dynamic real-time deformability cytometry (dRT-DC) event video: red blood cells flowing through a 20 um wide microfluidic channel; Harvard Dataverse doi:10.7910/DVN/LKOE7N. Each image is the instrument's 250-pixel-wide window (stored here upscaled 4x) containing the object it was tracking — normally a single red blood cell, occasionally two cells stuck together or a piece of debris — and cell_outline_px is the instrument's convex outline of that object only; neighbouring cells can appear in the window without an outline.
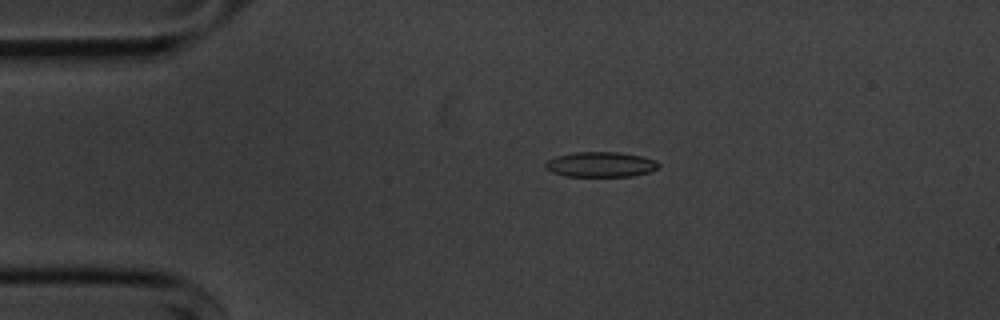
{"species": "common noctule bat (a hibernating species)", "species_latin": "Nyctalus noctula", "temperature_condition": "cold", "stored_images_in_passage": 55, "camera_frame_rate_fps": 3000, "um_per_image_px": 0.085, "animal": {"sex": "male", "body_mass_g": 20.1, "forearm_length_mm": 53.5}, "frame": {"image": 1, "passage_image": 11, "time_ms": 3.333, "image_size_px": [1000, 320], "cell_outline_px": [[660, 164], [656, 168], [648, 172], [632, 176], [564, 176], [552, 172], [544, 168], [544, 164], [548, 160], [556, 156], [576, 152], [620, 152], [640, 156], [656, 160]], "centroid_in_image_um": [51.02, 13.98], "position_along_channel_um": 34.0, "area_um2": 16.53}}
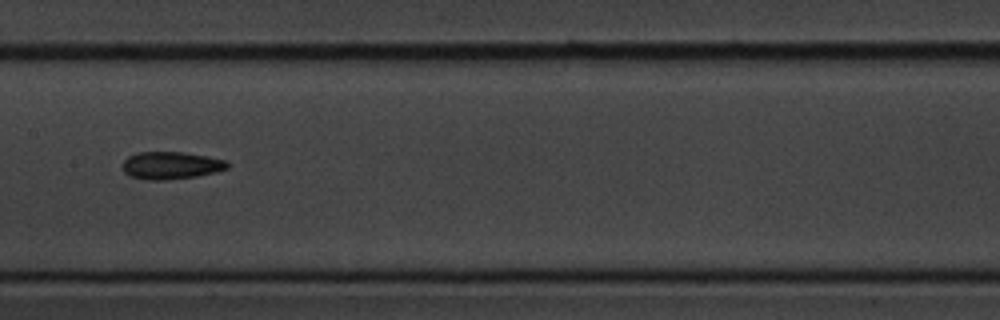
{"frame": {"image": 2, "passage_image": 27, "time_ms": 8.667, "image_size_px": [1000, 320], "cell_outline_px": [[228, 168], [216, 172], [196, 176], [164, 180], [148, 180], [128, 176], [124, 172], [124, 160], [128, 156], [136, 152], [180, 152], [204, 156], [224, 160], [228, 164]], "centroid_in_image_um": [14.49, 14.06], "position_along_channel_um": 192.9, "area_um2": 16.59}}
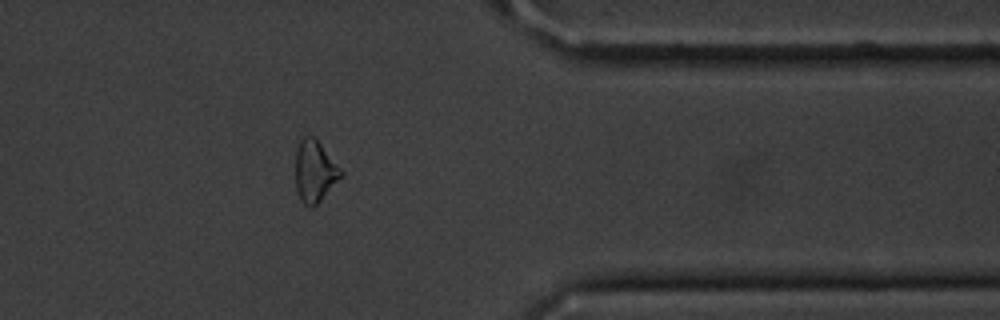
{"frame": {"image": 3, "passage_image": 44, "time_ms": 14.333, "image_size_px": [1000, 320], "cell_outline_px": [[344, 176], [312, 208], [304, 204], [300, 200], [296, 188], [296, 152], [300, 140], [304, 136], [312, 136], [320, 144], [344, 172]], "centroid_in_image_um": [26.76, 14.58], "position_along_channel_um": 384.6, "area_um2": 16.18}, "authors_computed_cell_mechanics": {"area_um2": 16.5886, "velocity_mm_per_s": 3.6425, "shape_relaxation_time_tau1_ms": null, "shape_relaxation_time_tau2_ms": 6.1334, "deformation_change_tau1": null, "deformation_change_tau2": 0.1506}}